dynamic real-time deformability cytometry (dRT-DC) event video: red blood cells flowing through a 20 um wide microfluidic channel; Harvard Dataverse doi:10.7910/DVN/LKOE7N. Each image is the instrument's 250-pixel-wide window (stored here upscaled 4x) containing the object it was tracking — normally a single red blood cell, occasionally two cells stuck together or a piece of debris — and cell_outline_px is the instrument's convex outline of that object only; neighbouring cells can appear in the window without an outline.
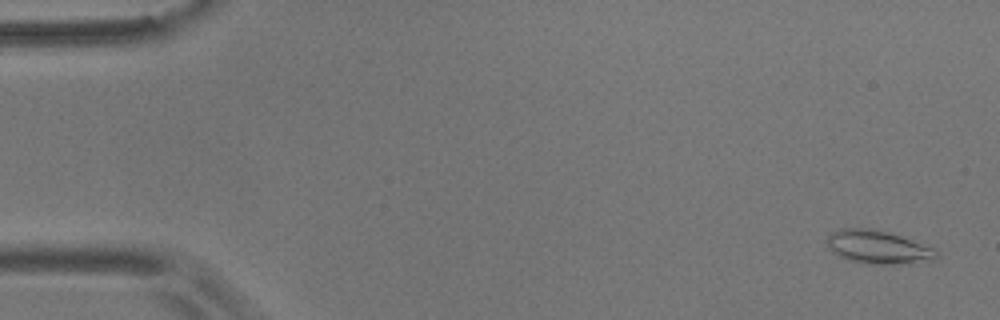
{"species": "common noctule bat (a hibernating species)", "species_latin": "Nyctalus noctula", "temperature_condition": "room temperature", "stored_images_in_passage": 55, "camera_frame_rate_fps": 3000, "um_per_image_px": 0.085, "animal": {"sex": "male", "body_mass_g": 17.9}, "frame": {"image": 1, "passage_image": 2, "time_ms": 0.333, "image_size_px": [1000, 320], "cell_outline_px": [[940, 256], [936, 260], [892, 264], [868, 264], [848, 260], [832, 252], [828, 248], [824, 240], [832, 232], [840, 228], [872, 228], [888, 232], [936, 248]], "centroid_in_image_um": [74.62, 21.0], "position_along_channel_um": 10.4, "area_um2": 21.5}}
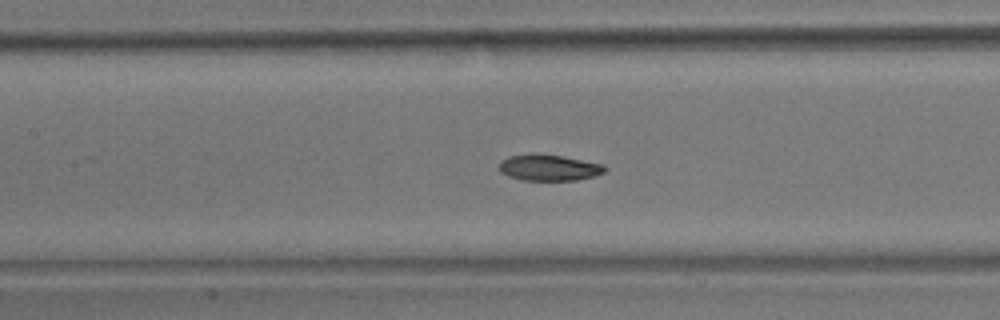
{"frame": {"image": 2, "passage_image": 25, "time_ms": 8.0, "image_size_px": [1000, 320], "cell_outline_px": [[608, 168], [604, 172], [592, 176], [576, 180], [520, 180], [508, 176], [500, 172], [500, 160], [508, 156], [564, 156], [604, 164]], "centroid_in_image_um": [46.69, 14.28], "position_along_channel_um": 160.7, "area_um2": 15.61}}
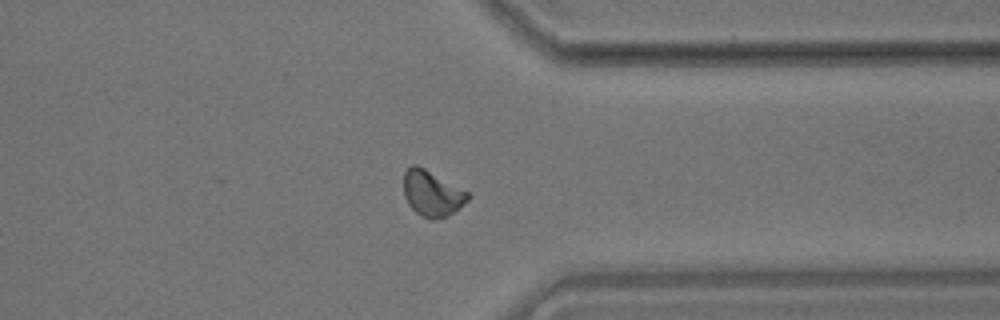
{"frame": {"image": 3, "passage_image": 43, "time_ms": 14.0, "image_size_px": [1000, 320], "cell_outline_px": [[472, 196], [468, 200], [448, 216], [432, 220], [428, 220], [420, 216], [408, 204], [404, 196], [404, 172], [412, 164], [416, 164], [424, 168], [468, 192]], "centroid_in_image_um": [36.71, 16.46], "position_along_channel_um": 374.7, "area_um2": 17.05}, "authors_computed_cell_mechanics": {"area_um2": 16.6464, "velocity_mm_per_s": 3.6294, "shape_relaxation_time_tau1_ms": 4.2909, "shape_relaxation_time_tau2_ms": 6.9156, "deformation_change_tau1": 0.1257, "deformation_change_tau2": 0.106}}